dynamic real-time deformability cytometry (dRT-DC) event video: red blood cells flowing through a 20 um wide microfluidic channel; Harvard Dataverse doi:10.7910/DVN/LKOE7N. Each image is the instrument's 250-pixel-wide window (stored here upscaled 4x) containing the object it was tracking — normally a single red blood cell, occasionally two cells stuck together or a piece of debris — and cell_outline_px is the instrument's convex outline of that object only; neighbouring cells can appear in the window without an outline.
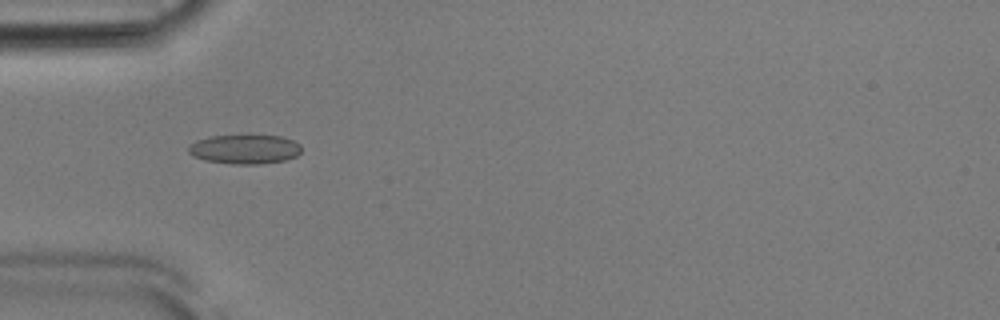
{"species": "Egyptian fruit bat (a non-hibernating species)", "species_latin": "Rousettus aegyptiacus", "temperature_condition": "room temperature", "stored_images_in_passage": 39, "camera_frame_rate_fps": 3000, "um_per_image_px": 0.085, "animal": {"sex": "male"}, "frame": {"image": 1, "passage_image": 3, "time_ms": 0.667, "image_size_px": [1000, 320], "cell_outline_px": [[300, 152], [296, 156], [284, 160], [260, 164], [232, 164], [204, 160], [192, 156], [188, 152], [188, 144], [196, 140], [212, 136], [248, 132], [280, 136], [292, 140], [300, 144]], "centroid_in_image_um": [20.77, 12.63], "position_along_channel_um": 64.2, "area_um2": 20.17}}
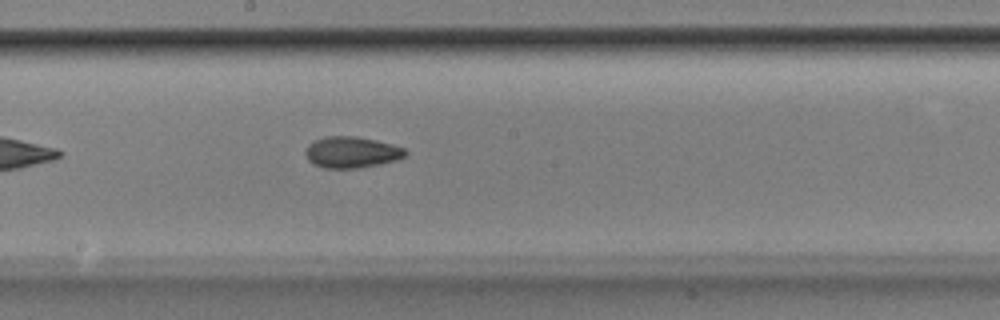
{"frame": {"image": 2, "passage_image": 15, "time_ms": 4.667, "image_size_px": [1000, 320], "cell_outline_px": [[408, 152], [400, 160], [360, 168], [324, 168], [312, 164], [308, 160], [304, 152], [308, 144], [312, 140], [324, 136], [356, 136], [376, 140], [392, 144], [404, 148]], "centroid_in_image_um": [29.87, 12.94], "position_along_channel_um": 218.3, "area_um2": 18.55}}
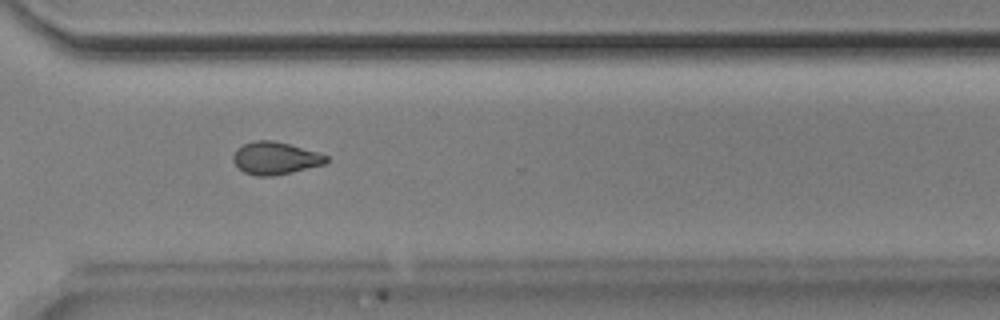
{"frame": {"image": 3, "passage_image": 25, "time_ms": 8.0, "image_size_px": [1000, 320], "cell_outline_px": [[328, 164], [292, 172], [272, 176], [256, 176], [244, 172], [232, 160], [232, 156], [236, 148], [252, 140], [272, 140], [288, 144], [316, 152], [328, 156]], "centroid_in_image_um": [23.39, 13.45], "position_along_channel_um": 347.2, "area_um2": 17.69}, "authors_computed_cell_mechanics": {"area_um2": 17.5712, "velocity_mm_per_s": 3.8804, "shape_relaxation_time_tau1_ms": 9.002, "shape_relaxation_time_tau2_ms": 3.4939, "deformation_change_tau1": 0.1411, "deformation_change_tau2": 0.0885}}